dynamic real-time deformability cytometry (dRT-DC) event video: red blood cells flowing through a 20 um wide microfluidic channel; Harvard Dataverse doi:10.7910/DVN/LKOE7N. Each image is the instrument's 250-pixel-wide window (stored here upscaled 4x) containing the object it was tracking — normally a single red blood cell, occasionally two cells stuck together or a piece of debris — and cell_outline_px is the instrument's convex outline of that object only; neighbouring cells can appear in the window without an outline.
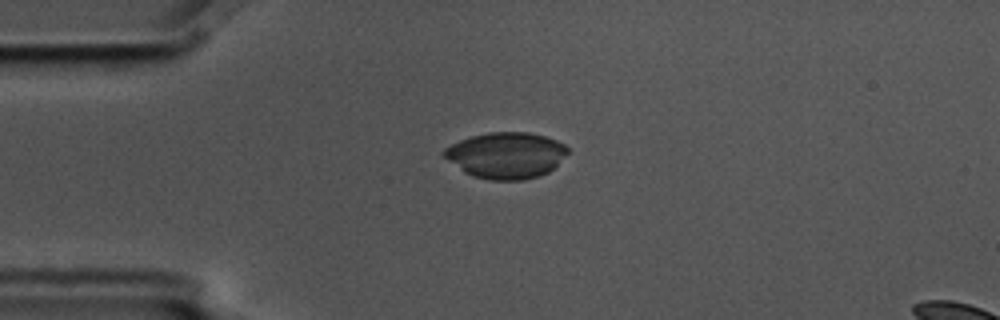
{"species": "common noctule bat (a hibernating species)", "species_latin": "Nyctalus noctula", "temperature_condition": "cold", "stored_images_in_passage": 3, "camera_frame_rate_fps": 3000, "um_per_image_px": 0.085, "animal": {"sex": "male", "body_mass_g": 17.5, "forearm_length_mm": 52.3}, "frame": {"image": 1, "passage_image": 2, "time_ms": 0.333, "image_size_px": [1000, 320], "cell_outline_px": [[568, 152], [548, 172], [540, 176], [524, 180], [488, 180], [472, 176], [464, 172], [448, 160], [440, 152], [444, 148], [460, 140], [472, 136], [488, 132], [528, 132], [544, 136], [556, 140], [564, 144], [568, 148]], "centroid_in_image_um": [42.99, 13.2], "position_along_channel_um": 42.0, "area_um2": 33.23}}